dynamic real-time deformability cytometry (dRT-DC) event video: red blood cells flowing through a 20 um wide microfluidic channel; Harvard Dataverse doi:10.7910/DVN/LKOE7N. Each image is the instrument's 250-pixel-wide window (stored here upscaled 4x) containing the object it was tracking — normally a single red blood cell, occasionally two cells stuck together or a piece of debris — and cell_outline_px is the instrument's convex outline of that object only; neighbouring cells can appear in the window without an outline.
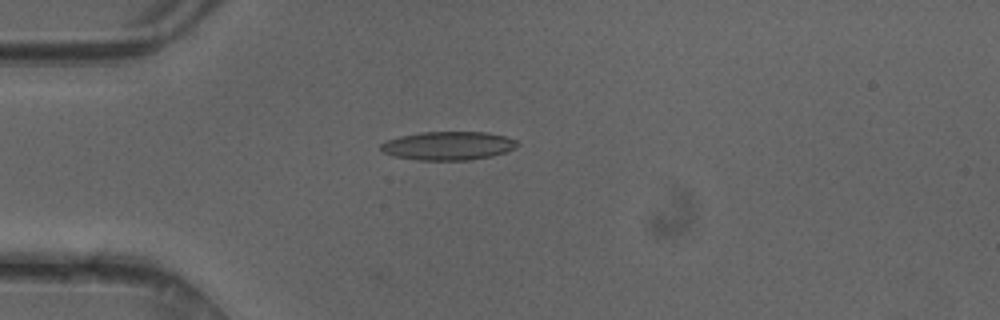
{"species": "common noctule bat (a hibernating species)", "species_latin": "Nyctalus noctula", "temperature_condition": "cold", "stored_images_in_passage": 22, "camera_frame_rate_fps": 3000, "um_per_image_px": 0.085, "animal": {"sex": "female"}, "frame": {"image": 1, "passage_image": 13, "time_ms": 4.0, "image_size_px": [1000, 320], "cell_outline_px": [[520, 144], [504, 152], [492, 156], [468, 160], [416, 160], [392, 156], [384, 152], [380, 148], [380, 144], [388, 140], [400, 136], [420, 132], [484, 132], [504, 136], [516, 140]], "centroid_in_image_um": [38.06, 12.39], "position_along_channel_um": 46.9, "area_um2": 22.6}}
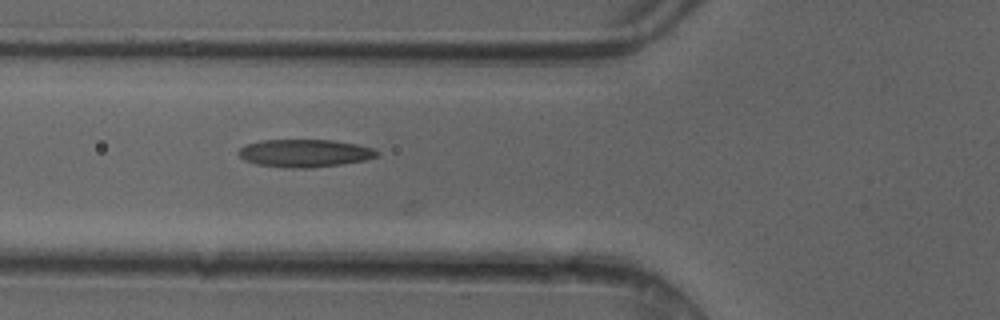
{"frame": {"image": 2, "passage_image": 18, "time_ms": 5.667, "image_size_px": [1000, 320], "cell_outline_px": [[380, 152], [376, 156], [364, 160], [340, 164], [312, 168], [284, 168], [256, 164], [244, 160], [236, 152], [240, 148], [248, 144], [260, 140], [332, 140], [356, 144], [372, 148]], "centroid_in_image_um": [25.86, 13.02], "position_along_channel_um": 99.9, "area_um2": 22.37}}